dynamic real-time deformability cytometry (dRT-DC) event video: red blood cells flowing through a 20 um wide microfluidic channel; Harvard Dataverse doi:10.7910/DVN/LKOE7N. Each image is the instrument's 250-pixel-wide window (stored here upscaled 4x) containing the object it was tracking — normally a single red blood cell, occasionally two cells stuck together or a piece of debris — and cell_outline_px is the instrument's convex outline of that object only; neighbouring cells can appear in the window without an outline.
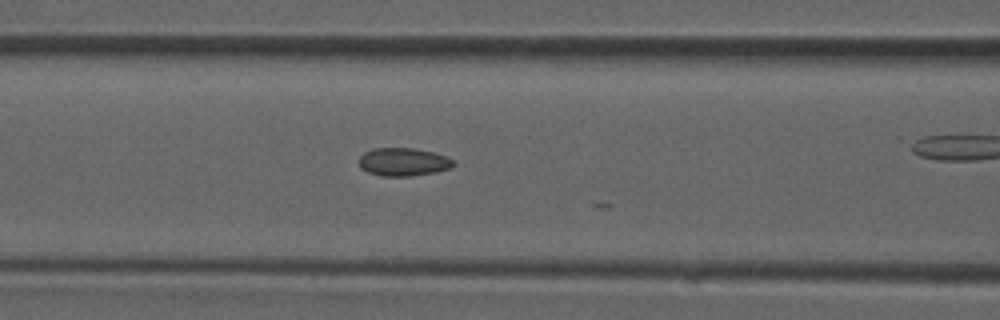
{"species": "common noctule bat (a hibernating species)", "species_latin": "Nyctalus noctula", "temperature_condition": "room temperature", "stored_images_in_passage": 13, "camera_frame_rate_fps": 3000, "um_per_image_px": 0.085, "animal": {"sex": "male", "forearm_length_mm": 52.5}, "frame": {"image": 1, "passage_image": 12, "time_ms": 3.667, "image_size_px": [1000, 320], "cell_outline_px": [[456, 164], [452, 168], [436, 172], [412, 176], [380, 176], [368, 172], [360, 168], [356, 160], [364, 152], [372, 148], [412, 148], [432, 152], [444, 156], [452, 160]], "centroid_in_image_um": [34.23, 13.77], "position_along_channel_um": 132.4, "area_um2": 15.66}}